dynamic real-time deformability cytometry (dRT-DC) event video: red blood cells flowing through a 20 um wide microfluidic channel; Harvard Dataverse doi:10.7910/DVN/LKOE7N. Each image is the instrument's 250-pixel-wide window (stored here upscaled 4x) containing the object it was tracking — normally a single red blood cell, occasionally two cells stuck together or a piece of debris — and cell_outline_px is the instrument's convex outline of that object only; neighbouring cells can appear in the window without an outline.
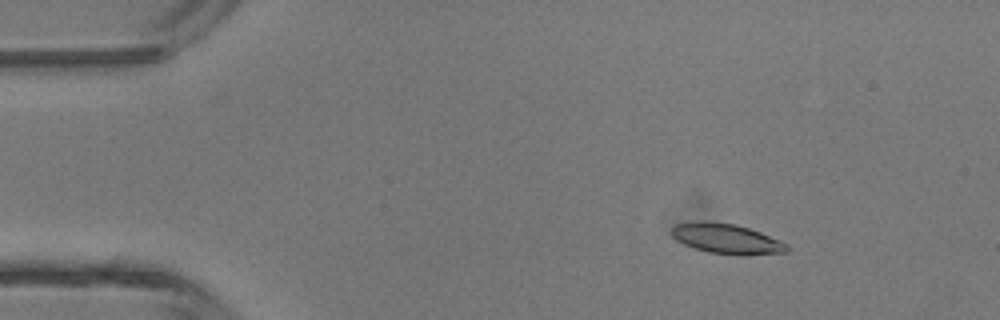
{"species": "common noctule bat (a hibernating species)", "species_latin": "Nyctalus noctula", "temperature_condition": "room temperature", "stored_images_in_passage": 4, "camera_frame_rate_fps": 3000, "um_per_image_px": 0.085, "animal": {"sex": "male", "body_mass_g": 13.3}, "frame": {"image": 1, "passage_image": 2, "time_ms": 0.333, "image_size_px": [1000, 320], "cell_outline_px": [[788, 252], [740, 256], [708, 252], [684, 244], [676, 240], [672, 236], [672, 228], [676, 224], [700, 220], [704, 220], [736, 224], [760, 232], [780, 240], [788, 244]], "centroid_in_image_um": [61.77, 20.29], "position_along_channel_um": 23.2, "area_um2": 20.35}}